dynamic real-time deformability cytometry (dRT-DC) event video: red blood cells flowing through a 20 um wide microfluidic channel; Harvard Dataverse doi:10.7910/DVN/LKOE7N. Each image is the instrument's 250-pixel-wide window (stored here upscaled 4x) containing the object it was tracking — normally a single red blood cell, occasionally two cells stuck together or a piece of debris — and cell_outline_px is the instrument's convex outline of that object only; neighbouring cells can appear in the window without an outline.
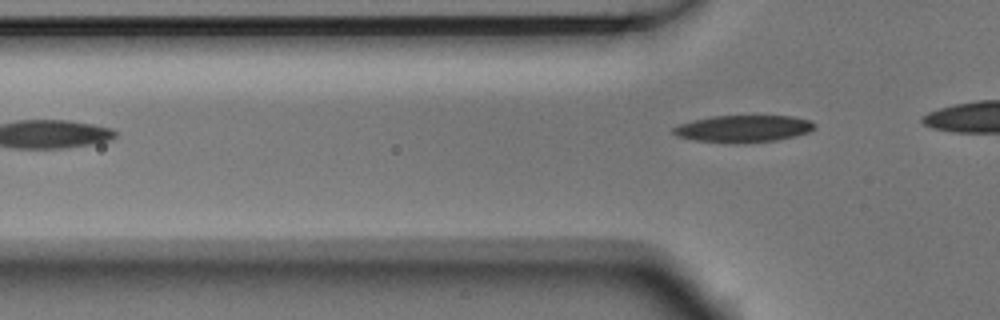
{"species": "Egyptian fruit bat (a non-hibernating species)", "species_latin": "Rousettus aegyptiacus", "temperature_condition": "room temperature", "stored_images_in_passage": 3, "camera_frame_rate_fps": 3000, "um_per_image_px": 0.085, "animal": {"sex": "male"}, "frame": {"image": 1, "passage_image": 3, "time_ms": 0.667, "image_size_px": [1000, 320], "cell_outline_px": [[816, 128], [808, 132], [796, 136], [776, 140], [732, 144], [696, 140], [676, 136], [672, 132], [672, 128], [680, 124], [692, 120], [712, 116], [792, 116], [808, 120], [816, 124]], "centroid_in_image_um": [63.17, 10.94], "position_along_channel_um": 62.6, "area_um2": 22.31}}